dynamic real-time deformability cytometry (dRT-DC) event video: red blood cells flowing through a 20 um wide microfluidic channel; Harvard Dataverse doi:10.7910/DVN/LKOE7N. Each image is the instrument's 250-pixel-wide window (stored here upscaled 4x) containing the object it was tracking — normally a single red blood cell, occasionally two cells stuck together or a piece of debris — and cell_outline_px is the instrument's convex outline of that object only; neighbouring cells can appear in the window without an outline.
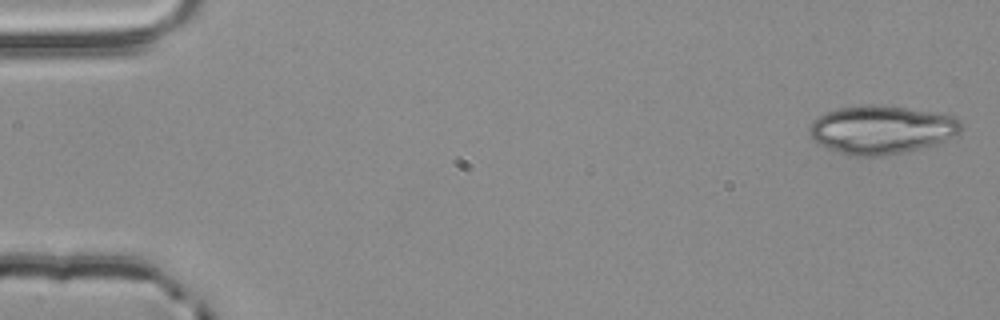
{"species": "common noctule bat (a hibernating species)", "species_latin": "Nyctalus noctula", "temperature_condition": "room temperature", "stored_images_in_passage": 4, "camera_frame_rate_fps": 3000, "um_per_image_px": 0.085, "animal": {"sex": "male", "body_mass_g": 20.4}, "frame": {"image": 1, "passage_image": 4, "time_ms": 1.0, "image_size_px": [1000, 320], "cell_outline_px": [[960, 132], [956, 136], [936, 144], [904, 152], [884, 156], [848, 156], [828, 148], [820, 144], [812, 136], [808, 128], [812, 120], [828, 112], [840, 108], [868, 104], [880, 104], [936, 112], [956, 116], [960, 120]], "centroid_in_image_um": [74.96, 11.02], "position_along_channel_um": 10.0, "area_um2": 42.89}}